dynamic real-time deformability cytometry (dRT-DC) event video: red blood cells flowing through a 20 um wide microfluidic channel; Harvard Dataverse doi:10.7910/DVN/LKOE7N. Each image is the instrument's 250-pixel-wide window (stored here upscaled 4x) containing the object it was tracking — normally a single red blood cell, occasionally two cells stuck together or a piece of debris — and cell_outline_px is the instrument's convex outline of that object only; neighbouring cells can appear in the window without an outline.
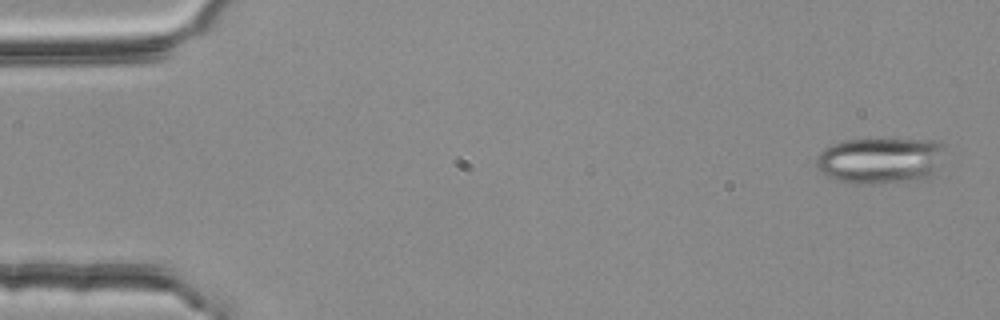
{"species": "common noctule bat (a hibernating species)", "species_latin": "Nyctalus noctula", "temperature_condition": "room temperature", "stored_images_in_passage": 5, "camera_frame_rate_fps": 3000, "um_per_image_px": 0.085, "animal": {"sex": "female", "body_mass_g": 25.1}, "frame": {"image": 1, "passage_image": 1, "time_ms": 0.0, "image_size_px": [1000, 320], "cell_outline_px": [[948, 144], [932, 176], [928, 180], [876, 184], [864, 184], [836, 180], [820, 172], [816, 164], [816, 156], [824, 148], [832, 144], [844, 140], [932, 140]], "centroid_in_image_um": [74.86, 13.66], "position_along_channel_um": 10.1, "area_um2": 35.03}}